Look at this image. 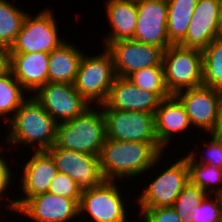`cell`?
Segmentation results:
<instances>
[{"label":"cell","mask_w":222,"mask_h":222,"mask_svg":"<svg viewBox=\"0 0 222 222\" xmlns=\"http://www.w3.org/2000/svg\"><path fill=\"white\" fill-rule=\"evenodd\" d=\"M207 195L204 190L189 181L173 203L172 208L182 222H193L195 207L200 205Z\"/></svg>","instance_id":"f1b7e54d"},{"label":"cell","mask_w":222,"mask_h":222,"mask_svg":"<svg viewBox=\"0 0 222 222\" xmlns=\"http://www.w3.org/2000/svg\"><path fill=\"white\" fill-rule=\"evenodd\" d=\"M106 124V137L128 142L159 143L154 114L141 111L112 110L100 105Z\"/></svg>","instance_id":"9c48e42d"},{"label":"cell","mask_w":222,"mask_h":222,"mask_svg":"<svg viewBox=\"0 0 222 222\" xmlns=\"http://www.w3.org/2000/svg\"><path fill=\"white\" fill-rule=\"evenodd\" d=\"M116 183L104 181L95 188L82 190L79 216L87 213L92 222H128L127 205Z\"/></svg>","instance_id":"ba28073f"},{"label":"cell","mask_w":222,"mask_h":222,"mask_svg":"<svg viewBox=\"0 0 222 222\" xmlns=\"http://www.w3.org/2000/svg\"><path fill=\"white\" fill-rule=\"evenodd\" d=\"M210 136L212 139H208V143H204L207 148V155L204 154L206 153L204 151L203 154H201V156H203H200V160H198V156L196 155L198 152L193 151V149L188 151L186 155L195 163L208 164L222 169V136L218 133H212Z\"/></svg>","instance_id":"4dcf8cb0"},{"label":"cell","mask_w":222,"mask_h":222,"mask_svg":"<svg viewBox=\"0 0 222 222\" xmlns=\"http://www.w3.org/2000/svg\"><path fill=\"white\" fill-rule=\"evenodd\" d=\"M51 9H43L34 17L29 13L18 33L14 43L10 46L11 54L22 53H50L65 40L58 35V25Z\"/></svg>","instance_id":"8992f818"},{"label":"cell","mask_w":222,"mask_h":222,"mask_svg":"<svg viewBox=\"0 0 222 222\" xmlns=\"http://www.w3.org/2000/svg\"><path fill=\"white\" fill-rule=\"evenodd\" d=\"M32 155L22 166L23 172L19 180L24 197L13 199V214L28 198L48 192L49 185L58 172L54 160L46 150H35Z\"/></svg>","instance_id":"e0dca14e"},{"label":"cell","mask_w":222,"mask_h":222,"mask_svg":"<svg viewBox=\"0 0 222 222\" xmlns=\"http://www.w3.org/2000/svg\"><path fill=\"white\" fill-rule=\"evenodd\" d=\"M139 209L141 220L136 222H182L172 206Z\"/></svg>","instance_id":"d6a6232c"},{"label":"cell","mask_w":222,"mask_h":222,"mask_svg":"<svg viewBox=\"0 0 222 222\" xmlns=\"http://www.w3.org/2000/svg\"><path fill=\"white\" fill-rule=\"evenodd\" d=\"M171 163L165 171L153 179L139 196V208L172 206L184 187L189 183L187 160L182 157Z\"/></svg>","instance_id":"30bf717a"},{"label":"cell","mask_w":222,"mask_h":222,"mask_svg":"<svg viewBox=\"0 0 222 222\" xmlns=\"http://www.w3.org/2000/svg\"><path fill=\"white\" fill-rule=\"evenodd\" d=\"M7 124L8 133L4 139L7 145L25 144L32 148L34 145L35 150L42 151L55 144L58 123L31 95Z\"/></svg>","instance_id":"7a4b0ae2"},{"label":"cell","mask_w":222,"mask_h":222,"mask_svg":"<svg viewBox=\"0 0 222 222\" xmlns=\"http://www.w3.org/2000/svg\"><path fill=\"white\" fill-rule=\"evenodd\" d=\"M202 84L222 90V38H216L202 51Z\"/></svg>","instance_id":"484cf974"},{"label":"cell","mask_w":222,"mask_h":222,"mask_svg":"<svg viewBox=\"0 0 222 222\" xmlns=\"http://www.w3.org/2000/svg\"><path fill=\"white\" fill-rule=\"evenodd\" d=\"M164 149L159 143L128 142L106 138L98 160L105 181H119L148 173L160 163ZM156 165V166H155ZM119 179V180H118Z\"/></svg>","instance_id":"6da1fadb"},{"label":"cell","mask_w":222,"mask_h":222,"mask_svg":"<svg viewBox=\"0 0 222 222\" xmlns=\"http://www.w3.org/2000/svg\"><path fill=\"white\" fill-rule=\"evenodd\" d=\"M136 5L137 22L133 40L166 50L172 45L167 34V0H136Z\"/></svg>","instance_id":"5bb4252c"},{"label":"cell","mask_w":222,"mask_h":222,"mask_svg":"<svg viewBox=\"0 0 222 222\" xmlns=\"http://www.w3.org/2000/svg\"><path fill=\"white\" fill-rule=\"evenodd\" d=\"M164 81L171 95L202 84V51L172 44L163 51Z\"/></svg>","instance_id":"5b68a950"},{"label":"cell","mask_w":222,"mask_h":222,"mask_svg":"<svg viewBox=\"0 0 222 222\" xmlns=\"http://www.w3.org/2000/svg\"><path fill=\"white\" fill-rule=\"evenodd\" d=\"M198 0H167V34L172 44H178L185 36Z\"/></svg>","instance_id":"603a6c76"},{"label":"cell","mask_w":222,"mask_h":222,"mask_svg":"<svg viewBox=\"0 0 222 222\" xmlns=\"http://www.w3.org/2000/svg\"><path fill=\"white\" fill-rule=\"evenodd\" d=\"M182 103L193 127L217 133L221 124L222 90L201 85L174 94Z\"/></svg>","instance_id":"52a82bcc"},{"label":"cell","mask_w":222,"mask_h":222,"mask_svg":"<svg viewBox=\"0 0 222 222\" xmlns=\"http://www.w3.org/2000/svg\"><path fill=\"white\" fill-rule=\"evenodd\" d=\"M65 40L49 53L48 82L74 84L80 60L84 54Z\"/></svg>","instance_id":"7402d4cb"},{"label":"cell","mask_w":222,"mask_h":222,"mask_svg":"<svg viewBox=\"0 0 222 222\" xmlns=\"http://www.w3.org/2000/svg\"><path fill=\"white\" fill-rule=\"evenodd\" d=\"M160 101L155 93L138 88L128 78L116 76L104 104L112 110L155 114Z\"/></svg>","instance_id":"ac0fdd59"},{"label":"cell","mask_w":222,"mask_h":222,"mask_svg":"<svg viewBox=\"0 0 222 222\" xmlns=\"http://www.w3.org/2000/svg\"><path fill=\"white\" fill-rule=\"evenodd\" d=\"M90 106L81 115L58 123L55 146L99 157L106 141V124L101 106Z\"/></svg>","instance_id":"3957f363"},{"label":"cell","mask_w":222,"mask_h":222,"mask_svg":"<svg viewBox=\"0 0 222 222\" xmlns=\"http://www.w3.org/2000/svg\"><path fill=\"white\" fill-rule=\"evenodd\" d=\"M220 136H222V113H221V124H220V127H219V130L217 132Z\"/></svg>","instance_id":"d590c367"},{"label":"cell","mask_w":222,"mask_h":222,"mask_svg":"<svg viewBox=\"0 0 222 222\" xmlns=\"http://www.w3.org/2000/svg\"><path fill=\"white\" fill-rule=\"evenodd\" d=\"M11 71V52L7 46L0 45V77Z\"/></svg>","instance_id":"e575fe53"},{"label":"cell","mask_w":222,"mask_h":222,"mask_svg":"<svg viewBox=\"0 0 222 222\" xmlns=\"http://www.w3.org/2000/svg\"><path fill=\"white\" fill-rule=\"evenodd\" d=\"M193 222H222V195L208 194L201 204L195 207Z\"/></svg>","instance_id":"f546056e"},{"label":"cell","mask_w":222,"mask_h":222,"mask_svg":"<svg viewBox=\"0 0 222 222\" xmlns=\"http://www.w3.org/2000/svg\"><path fill=\"white\" fill-rule=\"evenodd\" d=\"M154 122L157 140L164 150L175 133L181 134L192 127L182 103L174 95L160 101L154 114Z\"/></svg>","instance_id":"d6986e66"},{"label":"cell","mask_w":222,"mask_h":222,"mask_svg":"<svg viewBox=\"0 0 222 222\" xmlns=\"http://www.w3.org/2000/svg\"><path fill=\"white\" fill-rule=\"evenodd\" d=\"M127 78L138 88L155 93L161 100L171 96L165 85L163 66L143 68Z\"/></svg>","instance_id":"83f0119b"},{"label":"cell","mask_w":222,"mask_h":222,"mask_svg":"<svg viewBox=\"0 0 222 222\" xmlns=\"http://www.w3.org/2000/svg\"><path fill=\"white\" fill-rule=\"evenodd\" d=\"M222 27V0H198L180 46L203 51L220 37Z\"/></svg>","instance_id":"4fadbf2b"},{"label":"cell","mask_w":222,"mask_h":222,"mask_svg":"<svg viewBox=\"0 0 222 222\" xmlns=\"http://www.w3.org/2000/svg\"><path fill=\"white\" fill-rule=\"evenodd\" d=\"M105 12L110 31L103 40L106 48L111 42L121 39H133L137 22L136 0H106Z\"/></svg>","instance_id":"44dd1931"},{"label":"cell","mask_w":222,"mask_h":222,"mask_svg":"<svg viewBox=\"0 0 222 222\" xmlns=\"http://www.w3.org/2000/svg\"><path fill=\"white\" fill-rule=\"evenodd\" d=\"M49 53L11 54V72L21 86L31 93L48 83Z\"/></svg>","instance_id":"ffe728a7"},{"label":"cell","mask_w":222,"mask_h":222,"mask_svg":"<svg viewBox=\"0 0 222 222\" xmlns=\"http://www.w3.org/2000/svg\"><path fill=\"white\" fill-rule=\"evenodd\" d=\"M31 95L57 123L74 119L91 106L74 84L48 82Z\"/></svg>","instance_id":"8fae6325"},{"label":"cell","mask_w":222,"mask_h":222,"mask_svg":"<svg viewBox=\"0 0 222 222\" xmlns=\"http://www.w3.org/2000/svg\"><path fill=\"white\" fill-rule=\"evenodd\" d=\"M14 213L36 222H70L79 217V204L49 192L28 198Z\"/></svg>","instance_id":"2e32d148"},{"label":"cell","mask_w":222,"mask_h":222,"mask_svg":"<svg viewBox=\"0 0 222 222\" xmlns=\"http://www.w3.org/2000/svg\"><path fill=\"white\" fill-rule=\"evenodd\" d=\"M46 151L54 160L57 170L67 174L82 190L95 188L105 181L97 156L55 145Z\"/></svg>","instance_id":"9a60e30c"},{"label":"cell","mask_w":222,"mask_h":222,"mask_svg":"<svg viewBox=\"0 0 222 222\" xmlns=\"http://www.w3.org/2000/svg\"><path fill=\"white\" fill-rule=\"evenodd\" d=\"M48 192L58 196L73 199L79 204L82 189L67 174L58 171L55 178L49 185Z\"/></svg>","instance_id":"1f68e13d"},{"label":"cell","mask_w":222,"mask_h":222,"mask_svg":"<svg viewBox=\"0 0 222 222\" xmlns=\"http://www.w3.org/2000/svg\"><path fill=\"white\" fill-rule=\"evenodd\" d=\"M183 157L187 160L189 179L192 184L198 186L207 194L222 195L221 168L208 164L195 163L187 155Z\"/></svg>","instance_id":"4316f807"},{"label":"cell","mask_w":222,"mask_h":222,"mask_svg":"<svg viewBox=\"0 0 222 222\" xmlns=\"http://www.w3.org/2000/svg\"><path fill=\"white\" fill-rule=\"evenodd\" d=\"M25 91L11 71L0 77V119H5L6 124L27 99Z\"/></svg>","instance_id":"cb8c5ba5"},{"label":"cell","mask_w":222,"mask_h":222,"mask_svg":"<svg viewBox=\"0 0 222 222\" xmlns=\"http://www.w3.org/2000/svg\"><path fill=\"white\" fill-rule=\"evenodd\" d=\"M20 9L11 1L0 0V45L10 48L14 43L28 14Z\"/></svg>","instance_id":"d4e9b609"},{"label":"cell","mask_w":222,"mask_h":222,"mask_svg":"<svg viewBox=\"0 0 222 222\" xmlns=\"http://www.w3.org/2000/svg\"><path fill=\"white\" fill-rule=\"evenodd\" d=\"M106 49L110 52L116 76L127 78L143 68L163 66V50L151 44L133 39L111 42Z\"/></svg>","instance_id":"7c38bea8"},{"label":"cell","mask_w":222,"mask_h":222,"mask_svg":"<svg viewBox=\"0 0 222 222\" xmlns=\"http://www.w3.org/2000/svg\"><path fill=\"white\" fill-rule=\"evenodd\" d=\"M4 149L0 148V153L2 154L1 150ZM3 157L0 156V199L1 201L4 200H8L9 203H5V205L7 206H3L5 208L8 209V211H11V207H12V203H13V199L10 198V196L8 197L5 194V191H8V187H10L11 185V181H13V169H10V165H8V161L6 160V158H4L5 156L2 155ZM12 176V177H11ZM3 198V199H2Z\"/></svg>","instance_id":"836d02e7"},{"label":"cell","mask_w":222,"mask_h":222,"mask_svg":"<svg viewBox=\"0 0 222 222\" xmlns=\"http://www.w3.org/2000/svg\"><path fill=\"white\" fill-rule=\"evenodd\" d=\"M95 55L83 54L74 85L89 105L100 106L106 101L116 74L112 56L105 47Z\"/></svg>","instance_id":"277c9868"}]
</instances>
